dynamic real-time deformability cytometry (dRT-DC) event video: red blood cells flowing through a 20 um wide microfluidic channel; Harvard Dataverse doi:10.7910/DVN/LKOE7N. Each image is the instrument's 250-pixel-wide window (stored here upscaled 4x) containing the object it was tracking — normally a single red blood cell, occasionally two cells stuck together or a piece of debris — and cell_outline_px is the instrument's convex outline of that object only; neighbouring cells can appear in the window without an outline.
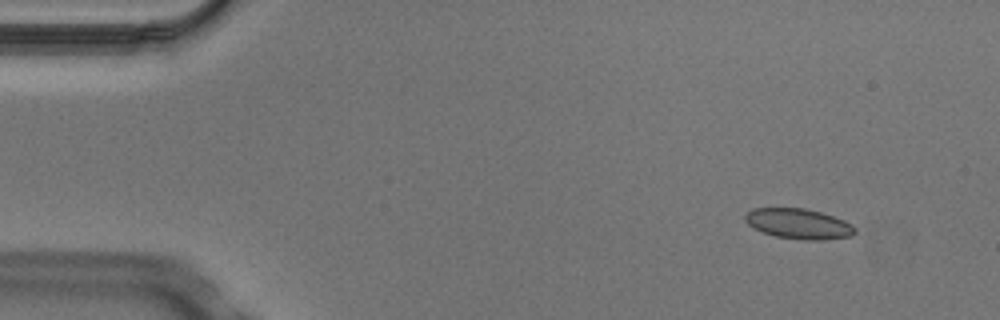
{"species": "Egyptian fruit bat (a non-hibernating species)", "species_latin": "Rousettus aegyptiacus", "temperature_condition": "cold", "stored_images_in_passage": 5, "camera_frame_rate_fps": 3000, "um_per_image_px": 0.085, "animal": {"sex": "male"}, "frame": {"image": 1, "passage_image": 1, "time_ms": 0.0, "image_size_px": [1000, 320], "cell_outline_px": [[856, 232], [852, 236], [820, 240], [804, 240], [776, 236], [752, 228], [744, 220], [744, 216], [752, 208], [804, 208], [820, 212], [844, 220], [852, 224], [856, 228]], "centroid_in_image_um": [67.88, 19.02], "position_along_channel_um": 17.1, "area_um2": 19.36}}